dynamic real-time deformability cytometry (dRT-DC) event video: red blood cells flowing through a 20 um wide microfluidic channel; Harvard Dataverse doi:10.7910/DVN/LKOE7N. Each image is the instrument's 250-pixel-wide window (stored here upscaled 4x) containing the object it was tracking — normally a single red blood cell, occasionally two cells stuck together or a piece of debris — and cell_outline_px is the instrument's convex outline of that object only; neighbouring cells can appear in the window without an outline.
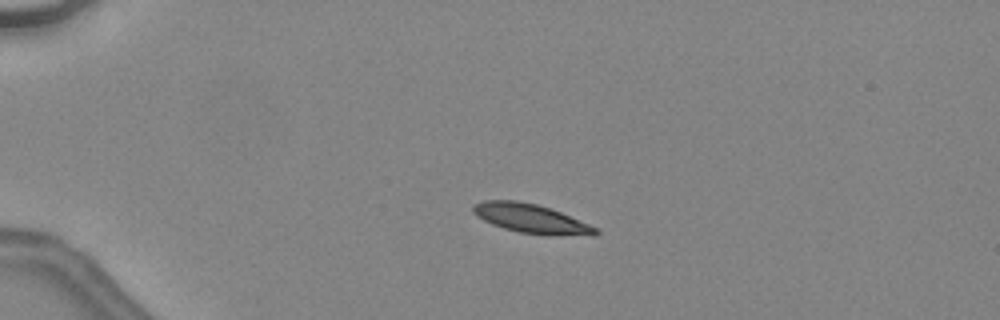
{"species": "common noctule bat (a hibernating species)", "species_latin": "Nyctalus noctula", "temperature_condition": "warm", "stored_images_in_passage": 42, "camera_frame_rate_fps": 3000, "um_per_image_px": 0.085, "animal": {"sex": "female", "body_mass_g": 24.6, "forearm_length_mm": 56.2}, "frame": {"image": 1, "passage_image": 7, "time_ms": 2.0, "image_size_px": [1000, 320], "cell_outline_px": [[600, 232], [596, 236], [548, 236], [520, 232], [504, 228], [492, 224], [476, 216], [472, 212], [472, 204], [484, 200], [516, 200], [536, 204], [552, 208], [588, 224], [596, 228]], "centroid_in_image_um": [45.16, 18.59], "position_along_channel_um": 39.8, "area_um2": 21.1}}
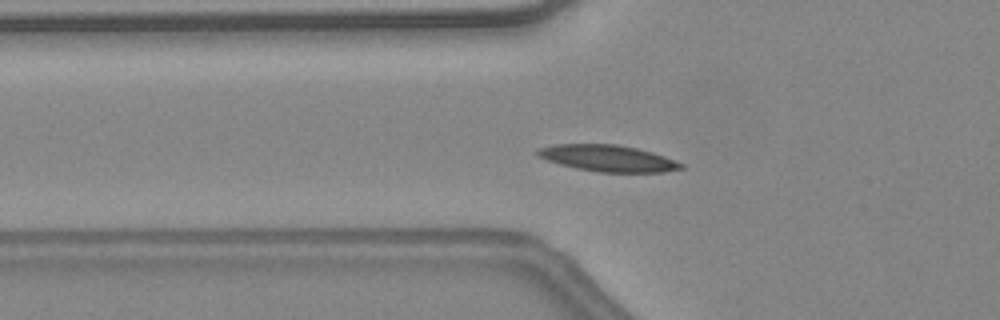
{"frame": {"image": 2, "passage_image": 13, "time_ms": 4.0, "image_size_px": [1000, 320], "cell_outline_px": [[684, 168], [664, 172], [600, 172], [576, 168], [560, 164], [536, 156], [536, 152], [540, 148], [556, 144], [616, 144], [636, 148], [652, 152], [676, 160], [684, 164]], "centroid_in_image_um": [51.7, 13.45], "position_along_channel_um": 74.1, "area_um2": 22.02}, "authors_computed_cell_mechanics": {"area_um2": 20.808, "velocity_mm_per_s": 4.5087, "shape_relaxation_time_tau1_ms": 8.1407, "shape_relaxation_time_tau2_ms": 3.3929, "deformation_change_tau1": 0.199, "deformation_change_tau2": 0.0944}}